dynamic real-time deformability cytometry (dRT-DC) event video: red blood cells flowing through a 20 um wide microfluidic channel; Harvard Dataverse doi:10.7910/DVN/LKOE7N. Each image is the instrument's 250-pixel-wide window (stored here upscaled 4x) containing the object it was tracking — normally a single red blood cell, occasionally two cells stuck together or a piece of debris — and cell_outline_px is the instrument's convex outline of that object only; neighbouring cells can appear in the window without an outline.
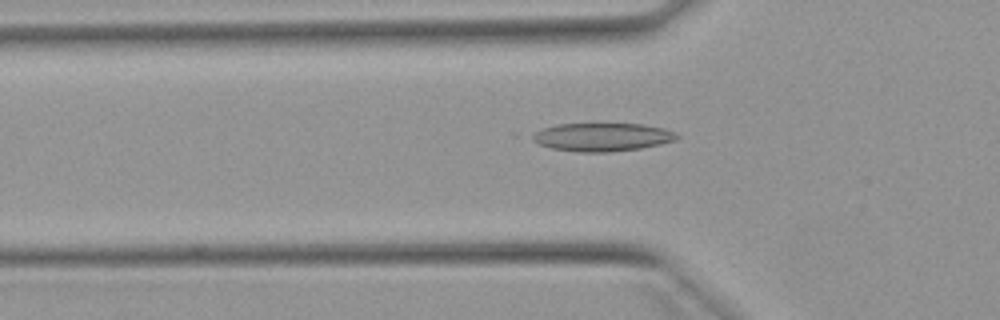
{"species": "Egyptian fruit bat (a non-hibernating species)", "species_latin": "Rousettus aegyptiacus", "temperature_condition": "warm", "stored_images_in_passage": 46, "camera_frame_rate_fps": 3000, "um_per_image_px": 0.085, "animal": {"sex": "female"}, "frame": {"image": 1, "passage_image": 11, "time_ms": 3.333, "image_size_px": [1000, 320], "cell_outline_px": [[680, 136], [676, 140], [660, 144], [640, 148], [608, 152], [576, 152], [552, 148], [540, 144], [524, 136], [544, 128], [556, 124], [592, 120], [644, 124], [664, 128], [676, 132]], "centroid_in_image_um": [51.14, 11.58], "position_along_channel_um": 74.7, "area_um2": 25.26}}
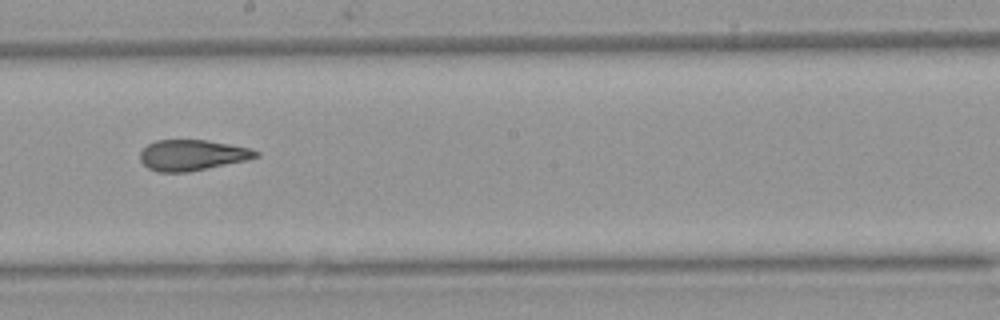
{"frame": {"image": 2, "passage_image": 23, "time_ms": 7.333, "image_size_px": [1000, 320], "cell_outline_px": [[260, 156], [248, 160], [188, 172], [156, 172], [148, 168], [140, 160], [140, 152], [148, 144], [156, 140], [208, 140], [252, 148], [260, 152]], "centroid_in_image_um": [16.37, 13.18], "position_along_channel_um": 231.8, "area_um2": 20.92}}
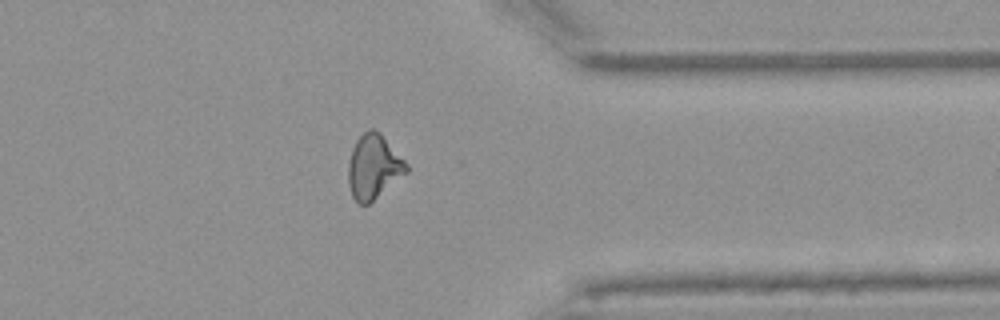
{"frame": {"image": 3, "passage_image": 35, "time_ms": 11.333, "image_size_px": [1000, 320], "cell_outline_px": [[408, 172], [368, 204], [360, 204], [352, 196], [348, 184], [348, 164], [352, 148], [356, 140], [368, 128], [372, 128], [380, 132], [408, 164]], "centroid_in_image_um": [31.75, 14.16], "position_along_channel_um": 379.6, "area_um2": 21.73}, "authors_computed_cell_mechanics": {"area_um2": 21.7039, "velocity_mm_per_s": 3.9214, "shape_relaxation_time_tau1_ms": null, "shape_relaxation_time_tau2_ms": 2.0776, "deformation_change_tau1": null, "deformation_change_tau2": 0.1084}}